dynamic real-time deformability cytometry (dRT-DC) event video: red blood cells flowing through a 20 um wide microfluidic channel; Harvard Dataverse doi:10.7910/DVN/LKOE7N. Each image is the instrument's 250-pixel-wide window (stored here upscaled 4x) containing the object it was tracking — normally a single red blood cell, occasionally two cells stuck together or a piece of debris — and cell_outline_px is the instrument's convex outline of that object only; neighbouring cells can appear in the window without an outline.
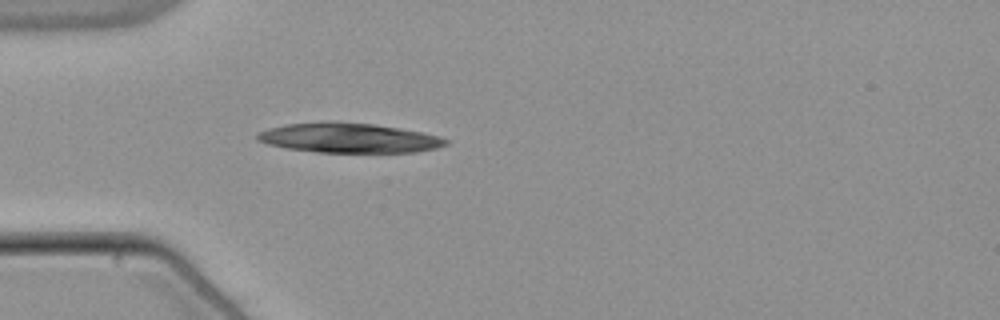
{"species": "common noctule bat (a hibernating species)", "species_latin": "Nyctalus noctula", "temperature_condition": "warm", "stored_images_in_passage": 35, "camera_frame_rate_fps": 3000, "um_per_image_px": 0.085, "animal": {"sex": "male", "body_mass_g": 21.5, "forearm_length_mm": 52.0}, "frame": {"image": 1, "passage_image": 1, "time_ms": 0.0, "image_size_px": [1000, 320], "cell_outline_px": [[448, 144], [436, 148], [416, 152], [316, 152], [288, 148], [268, 144], [256, 140], [256, 132], [268, 128], [284, 124], [376, 124], [424, 132], [440, 136], [448, 140]], "centroid_in_image_um": [29.7, 11.75], "position_along_channel_um": 55.3, "area_um2": 31.79}}